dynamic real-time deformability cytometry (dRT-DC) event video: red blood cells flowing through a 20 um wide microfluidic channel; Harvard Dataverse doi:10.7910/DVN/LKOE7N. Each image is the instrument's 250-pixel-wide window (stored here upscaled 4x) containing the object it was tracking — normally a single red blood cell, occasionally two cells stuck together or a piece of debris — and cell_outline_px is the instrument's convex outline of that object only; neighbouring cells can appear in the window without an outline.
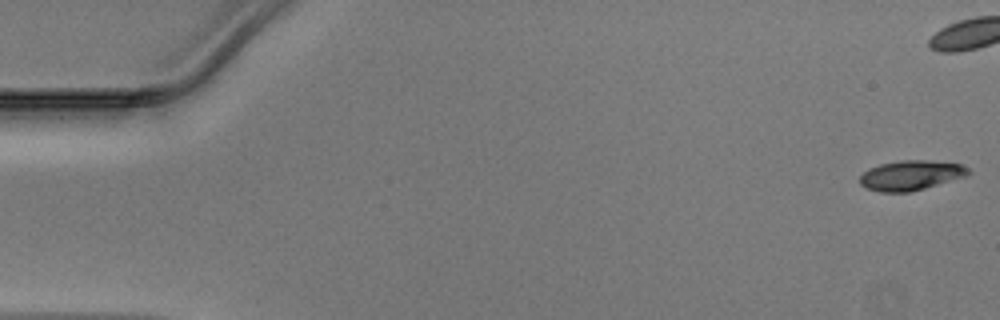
{"species": "Egyptian fruit bat (a non-hibernating species)", "species_latin": "Rousettus aegyptiacus", "temperature_condition": "warm", "stored_images_in_passage": 40, "camera_frame_rate_fps": 3000, "um_per_image_px": 0.085, "animal": {"sex": "male"}, "frame": {"image": 1, "passage_image": 1, "time_ms": 0.0, "image_size_px": [1000, 320], "cell_outline_px": [[972, 172], [964, 176], [924, 188], [908, 192], [880, 192], [868, 188], [860, 184], [860, 176], [868, 168], [880, 164], [900, 160], [924, 160], [960, 164], [968, 168]], "centroid_in_image_um": [77.39, 14.89], "position_along_channel_um": 7.6, "area_um2": 18.55}}
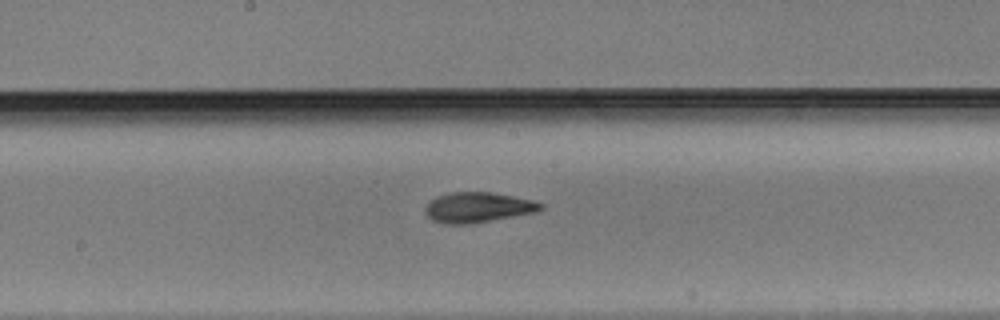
{"frame": {"image": 2, "passage_image": 26, "time_ms": 8.333, "image_size_px": [1000, 320], "cell_outline_px": [[544, 208], [536, 212], [468, 224], [444, 224], [432, 220], [424, 212], [424, 208], [436, 196], [448, 192], [492, 192], [532, 200], [544, 204]], "centroid_in_image_um": [40.6, 17.62], "position_along_channel_um": 207.6, "area_um2": 20.29}}
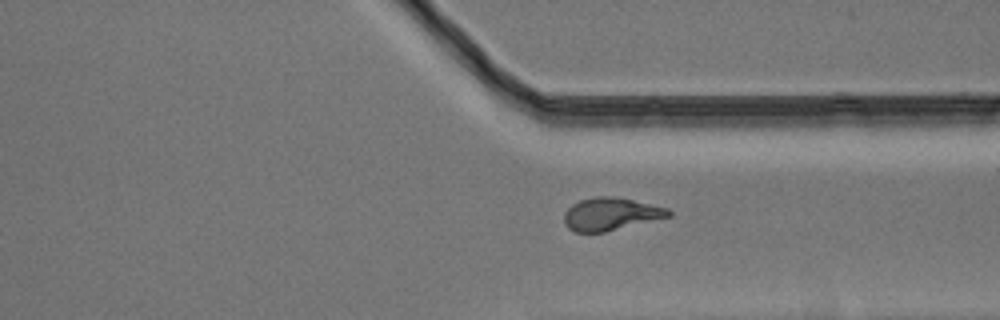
{"frame": {"image": 3, "passage_image": 37, "time_ms": 12.0, "image_size_px": [1000, 320], "cell_outline_px": [[672, 216], [604, 232], [576, 232], [568, 228], [564, 224], [564, 212], [572, 204], [580, 200], [596, 196], [616, 196], [668, 208], [672, 212]], "centroid_in_image_um": [51.91, 18.19], "position_along_channel_um": 359.5, "area_um2": 19.94}}